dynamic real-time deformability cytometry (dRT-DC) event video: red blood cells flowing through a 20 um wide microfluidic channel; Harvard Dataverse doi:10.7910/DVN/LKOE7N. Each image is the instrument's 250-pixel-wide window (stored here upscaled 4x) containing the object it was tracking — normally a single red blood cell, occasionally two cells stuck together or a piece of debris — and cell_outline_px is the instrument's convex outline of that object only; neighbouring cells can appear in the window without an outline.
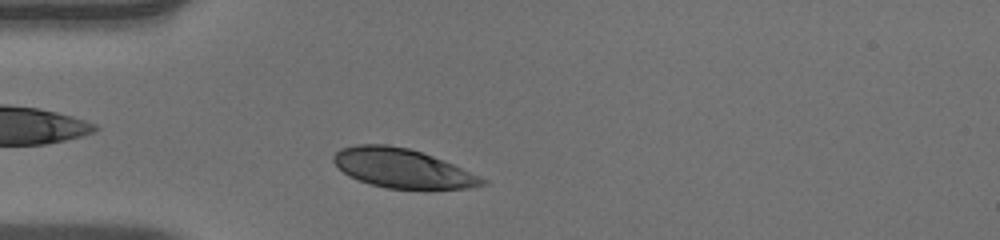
{"species": "human", "species_latin": "Homo sapiens", "temperature_condition": "warm", "stored_images_in_passage": 37, "camera_frame_rate_fps": 3000, "um_per_image_px": 0.085, "donor": {"sex": "male"}, "frame": {"image": 1, "passage_image": 4, "time_ms": 1.0, "image_size_px": [1000, 240], "cell_outline_px": [[488, 184], [468, 188], [388, 188], [372, 184], [348, 176], [332, 160], [332, 156], [340, 148], [356, 144], [388, 144], [408, 148], [444, 160], [480, 176], [488, 180]], "centroid_in_image_um": [34.2, 14.29], "position_along_channel_um": 50.8, "area_um2": 33.58}}
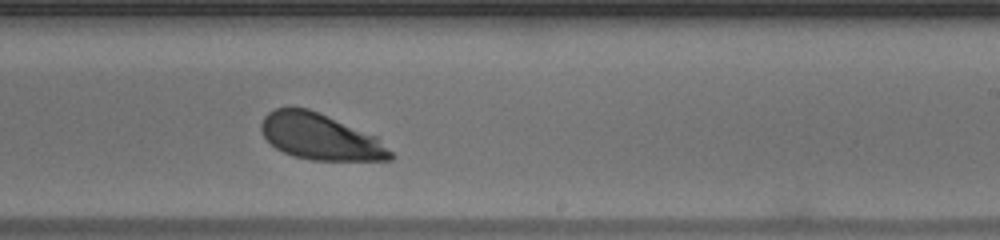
{"frame": {"image": 2, "passage_image": 21, "time_ms": 6.667, "image_size_px": [1000, 240], "cell_outline_px": [[396, 156], [392, 160], [312, 160], [292, 156], [276, 148], [264, 136], [260, 128], [260, 124], [264, 116], [268, 112], [276, 108], [308, 108], [376, 136]], "centroid_in_image_um": [27.22, 11.64], "position_along_channel_um": 261.8, "area_um2": 34.45}}
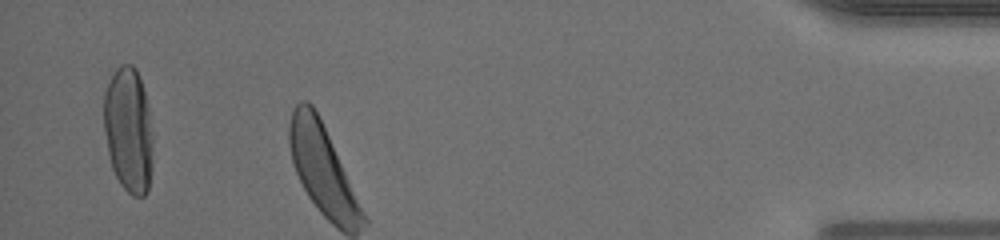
{"frame": {"image": 3, "passage_image": 36, "time_ms": 11.667, "image_size_px": [1000, 240], "cell_outline_px": [[152, 168], [148, 192], [144, 196], [132, 196], [120, 184], [112, 168], [108, 152], [104, 128], [104, 92], [116, 68], [120, 64], [132, 64], [136, 68], [148, 104], [152, 136]], "centroid_in_image_um": [10.93, 11.07], "position_along_channel_um": 424.3, "area_um2": 35.89}, "authors_computed_cell_mechanics": {"area_um2": 35.258, "velocity_mm_per_s": 3.9447, "shape_relaxation_time_tau1_ms": 0.9424, "shape_relaxation_time_tau2_ms": null, "deformation_change_tau1": 0.0927, "deformation_change_tau2": null}}